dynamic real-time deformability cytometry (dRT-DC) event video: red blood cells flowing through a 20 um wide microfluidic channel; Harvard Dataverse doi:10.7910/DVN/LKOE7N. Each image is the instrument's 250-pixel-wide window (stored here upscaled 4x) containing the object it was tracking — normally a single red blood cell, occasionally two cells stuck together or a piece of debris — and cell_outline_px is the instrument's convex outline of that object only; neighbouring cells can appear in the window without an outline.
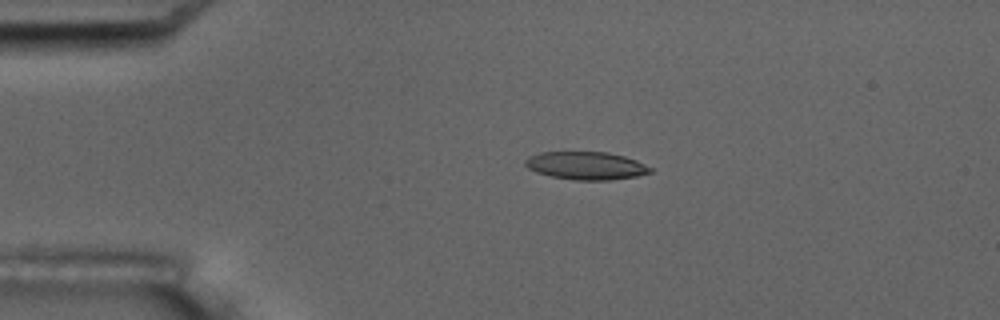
{"species": "common noctule bat (a hibernating species)", "species_latin": "Nyctalus noctula", "temperature_condition": "room temperature", "stored_images_in_passage": 3, "camera_frame_rate_fps": 3000, "um_per_image_px": 0.085, "animal": {"sex": "male", "body_mass_g": 17.5, "forearm_length_mm": 52.3}, "frame": {"image": 1, "passage_image": 1, "time_ms": 0.0, "image_size_px": [1000, 320], "cell_outline_px": [[652, 172], [636, 176], [608, 180], [576, 180], [552, 176], [536, 172], [528, 168], [524, 164], [524, 160], [528, 156], [540, 152], [608, 152], [624, 156], [636, 160], [652, 168]], "centroid_in_image_um": [49.79, 14.07], "position_along_channel_um": 35.2, "area_um2": 20.29}}